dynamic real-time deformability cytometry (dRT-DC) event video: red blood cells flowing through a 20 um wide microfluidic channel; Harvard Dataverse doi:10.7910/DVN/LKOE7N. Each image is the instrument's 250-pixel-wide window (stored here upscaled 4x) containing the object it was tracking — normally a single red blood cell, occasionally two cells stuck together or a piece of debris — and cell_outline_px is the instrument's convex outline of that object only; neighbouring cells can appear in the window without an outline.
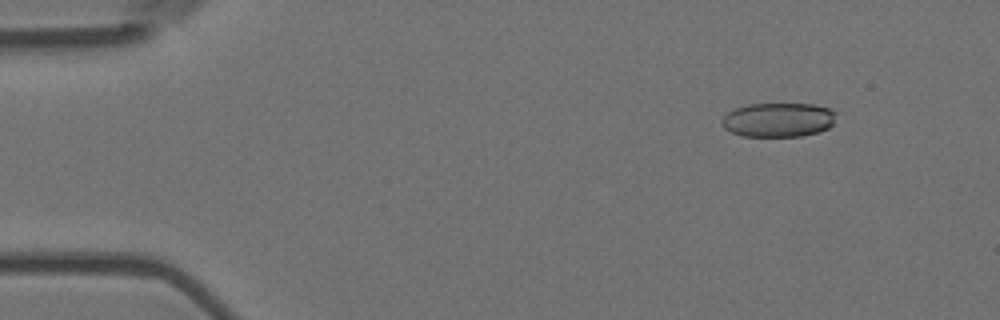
{"species": "Egyptian fruit bat (a non-hibernating species)", "species_latin": "Rousettus aegyptiacus", "temperature_condition": "room temperature", "stored_images_in_passage": 4, "camera_frame_rate_fps": 3000, "um_per_image_px": 0.085, "animal": {"sex": "female"}, "frame": {"image": 1, "passage_image": 1, "time_ms": 0.0, "image_size_px": [1000, 320], "cell_outline_px": [[836, 112], [832, 124], [828, 128], [820, 132], [800, 136], [744, 136], [732, 132], [724, 128], [720, 124], [720, 120], [728, 112], [736, 108], [748, 104], [816, 104], [828, 108]], "centroid_in_image_um": [66.14, 10.18], "position_along_channel_um": 18.9, "area_um2": 22.83}}
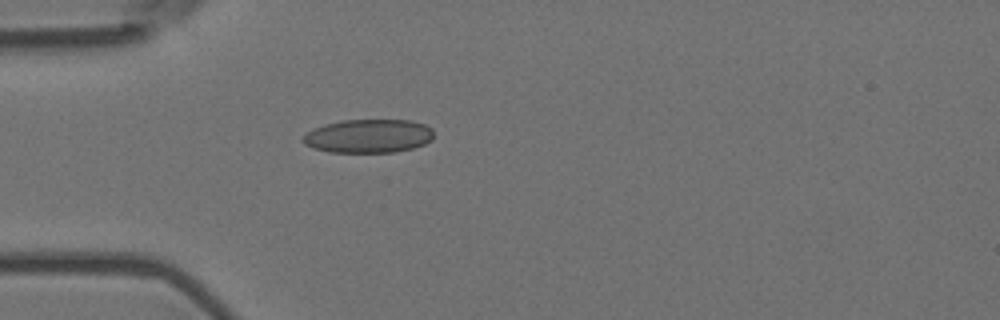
{"frame": {"image": 2, "passage_image": 4, "time_ms": 1.0, "image_size_px": [1000, 320], "cell_outline_px": [[432, 140], [424, 144], [412, 148], [396, 152], [328, 152], [312, 148], [304, 144], [300, 140], [300, 136], [312, 128], [324, 124], [340, 120], [412, 120], [424, 124], [432, 128]], "centroid_in_image_um": [31.25, 11.56], "position_along_channel_um": 53.7, "area_um2": 26.01}}